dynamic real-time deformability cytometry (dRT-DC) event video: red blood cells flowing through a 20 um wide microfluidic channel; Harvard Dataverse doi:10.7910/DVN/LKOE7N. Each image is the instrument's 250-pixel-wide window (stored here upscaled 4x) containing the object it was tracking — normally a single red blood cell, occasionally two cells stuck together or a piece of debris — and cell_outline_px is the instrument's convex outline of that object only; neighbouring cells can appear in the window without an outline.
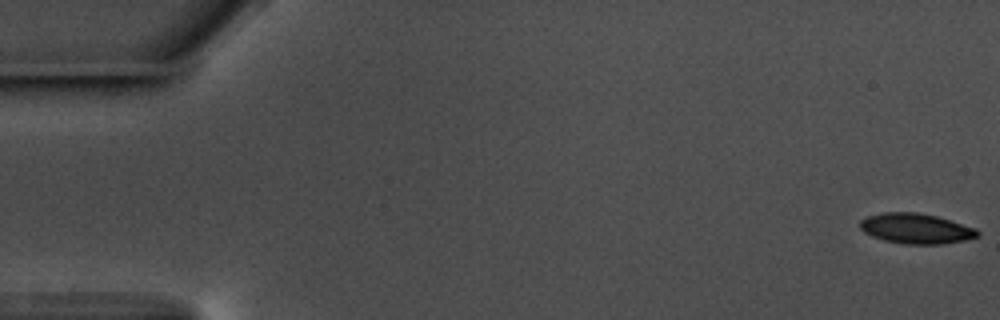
{"species": "common noctule bat (a hibernating species)", "species_latin": "Nyctalus noctula", "temperature_condition": "warm", "stored_images_in_passage": 58, "camera_frame_rate_fps": 3000, "um_per_image_px": 0.085, "animal": {"sex": "male", "body_mass_g": 17.5, "forearm_length_mm": 52.3}, "frame": {"image": 1, "passage_image": 1, "time_ms": 0.0, "image_size_px": [1000, 320], "cell_outline_px": [[980, 236], [964, 240], [940, 244], [908, 244], [884, 240], [872, 236], [864, 232], [860, 228], [860, 220], [868, 216], [884, 212], [916, 212], [936, 216], [976, 228], [980, 232]], "centroid_in_image_um": [77.86, 19.42], "position_along_channel_um": 7.1, "area_um2": 20.58}}
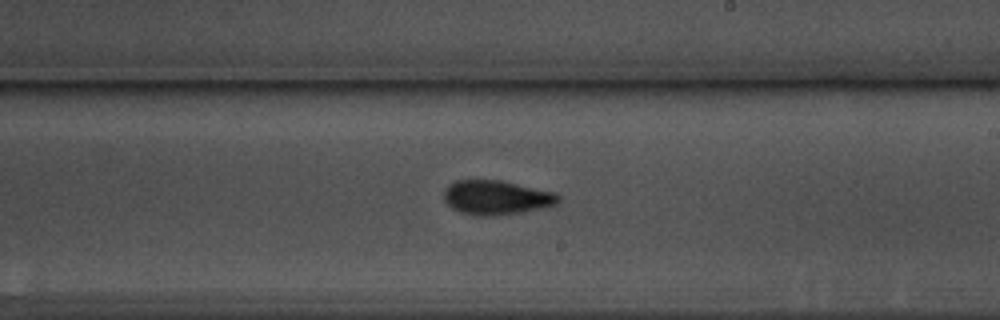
{"frame": {"image": 2, "passage_image": 34, "time_ms": 11.0, "image_size_px": [1000, 320], "cell_outline_px": [[560, 200], [556, 204], [540, 208], [520, 212], [488, 216], [476, 216], [460, 212], [452, 208], [444, 200], [444, 192], [448, 184], [456, 180], [500, 180], [556, 192], [560, 196]], "centroid_in_image_um": [42.18, 16.78], "position_along_channel_um": 246.8, "area_um2": 22.83}}
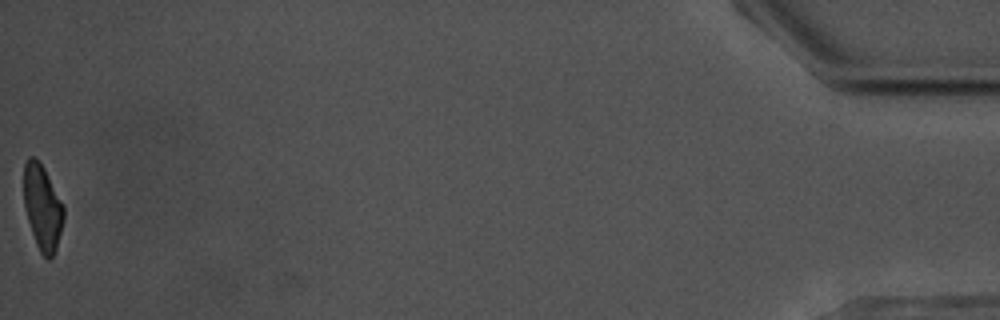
{"frame": {"image": 3, "passage_image": 58, "time_ms": 19.0, "image_size_px": [1000, 320], "cell_outline_px": [[64, 220], [56, 248], [52, 256], [48, 260], [40, 252], [36, 244], [28, 220], [24, 204], [24, 164], [28, 156], [32, 156], [44, 168], [64, 208]], "centroid_in_image_um": [3.6, 17.64], "position_along_channel_um": 431.6, "area_um2": 19.42}, "authors_computed_cell_mechanics": {"area_um2": 21.5883, "velocity_mm_per_s": 3.5744, "shape_relaxation_time_tau1_ms": 2.7367, "shape_relaxation_time_tau2_ms": 2.8515, "deformation_change_tau1": 0.1133, "deformation_change_tau2": 0.0898}}